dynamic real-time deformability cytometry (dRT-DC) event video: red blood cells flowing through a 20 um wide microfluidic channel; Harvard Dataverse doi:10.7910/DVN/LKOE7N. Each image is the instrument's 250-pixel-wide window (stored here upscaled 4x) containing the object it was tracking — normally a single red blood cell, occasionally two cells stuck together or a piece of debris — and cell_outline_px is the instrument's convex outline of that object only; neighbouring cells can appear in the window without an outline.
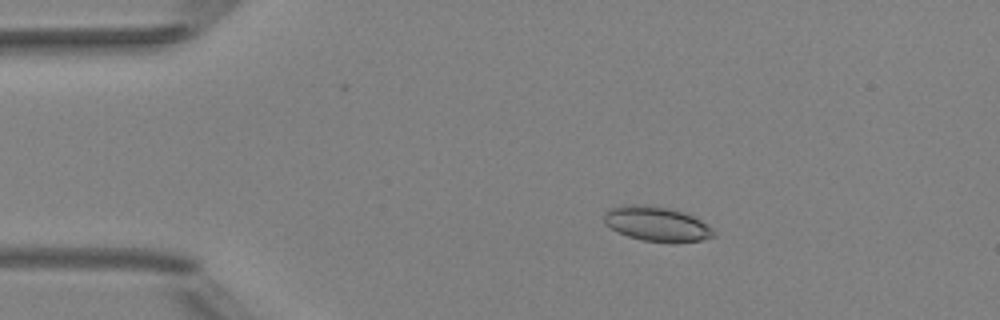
{"species": "Egyptian fruit bat (a non-hibernating species)", "species_latin": "Rousettus aegyptiacus", "temperature_condition": "room temperature", "stored_images_in_passage": 4, "camera_frame_rate_fps": 3000, "um_per_image_px": 0.085, "animal": {"sex": "female"}, "frame": {"image": 1, "passage_image": 2, "time_ms": 1.0, "image_size_px": [1000, 320], "cell_outline_px": [[716, 236], [700, 240], [644, 240], [628, 236], [616, 232], [604, 224], [604, 212], [612, 208], [628, 204], [644, 204], [668, 208], [684, 212], [700, 220], [712, 228], [716, 232]], "centroid_in_image_um": [55.77, 18.99], "position_along_channel_um": 29.2, "area_um2": 21.62}}
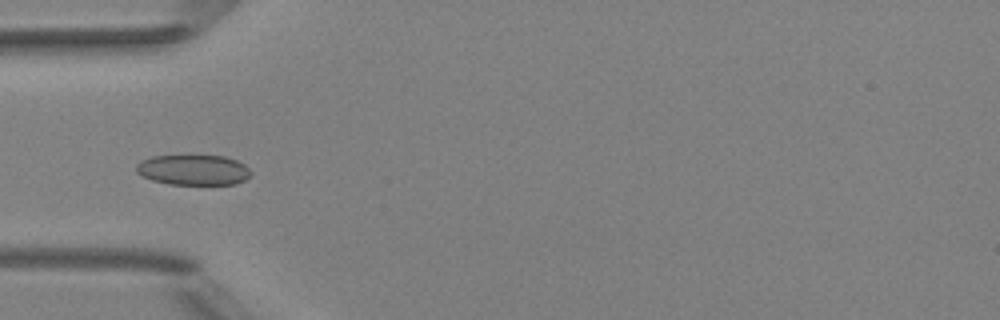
{"frame": {"image": 2, "passage_image": 4, "time_ms": 3.333, "image_size_px": [1000, 320], "cell_outline_px": [[252, 172], [244, 180], [236, 184], [168, 184], [152, 180], [136, 172], [136, 164], [140, 160], [152, 156], [224, 156], [236, 160], [244, 164]], "centroid_in_image_um": [16.42, 14.44], "position_along_channel_um": 68.6, "area_um2": 20.17}}